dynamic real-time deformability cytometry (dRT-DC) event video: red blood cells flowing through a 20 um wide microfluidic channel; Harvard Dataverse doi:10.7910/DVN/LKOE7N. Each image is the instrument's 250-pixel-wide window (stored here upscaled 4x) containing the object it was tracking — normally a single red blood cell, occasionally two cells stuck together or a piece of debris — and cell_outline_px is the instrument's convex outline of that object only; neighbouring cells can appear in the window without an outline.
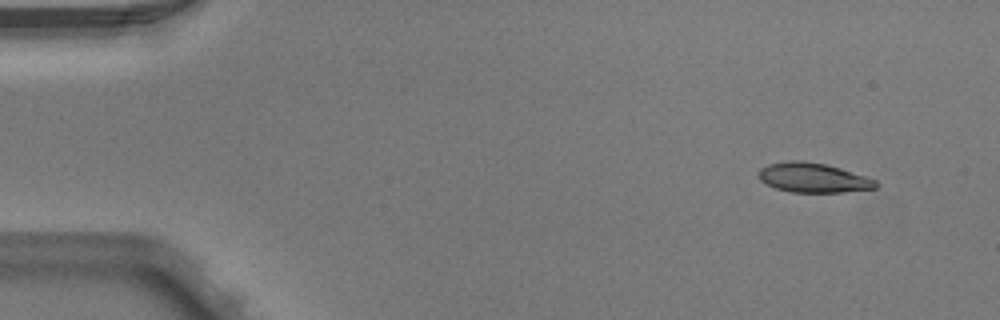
{"species": "Egyptian fruit bat (a non-hibernating species)", "species_latin": "Rousettus aegyptiacus", "temperature_condition": "warm", "stored_images_in_passage": 4, "camera_frame_rate_fps": 3000, "um_per_image_px": 0.085, "animal": {"sex": "male"}, "frame": {"image": 1, "passage_image": 1, "time_ms": 0.0, "image_size_px": [1000, 320], "cell_outline_px": [[880, 184], [876, 188], [844, 192], [792, 192], [776, 188], [760, 180], [760, 168], [768, 164], [788, 160], [804, 160], [824, 164], [840, 168], [876, 180]], "centroid_in_image_um": [69.14, 15.1], "position_along_channel_um": 15.9, "area_um2": 20.06}}
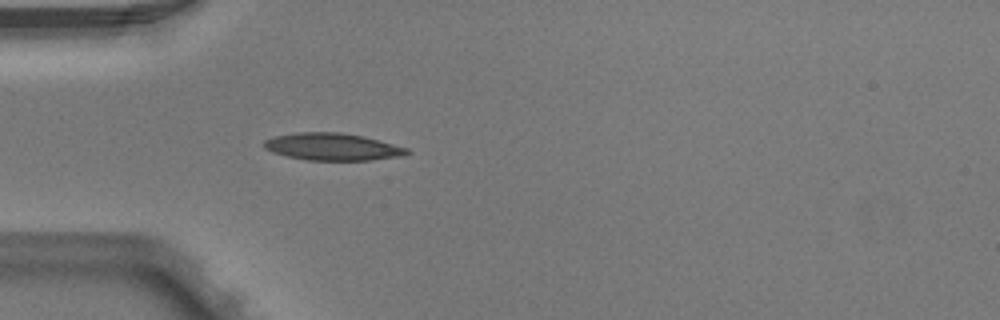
{"frame": {"image": 2, "passage_image": 4, "time_ms": 1.0, "image_size_px": [1000, 320], "cell_outline_px": [[412, 152], [404, 156], [372, 160], [308, 160], [288, 156], [272, 152], [264, 148], [264, 140], [272, 136], [296, 132], [340, 132], [364, 136], [408, 148]], "centroid_in_image_um": [28.28, 12.47], "position_along_channel_um": 56.7, "area_um2": 22.83}}